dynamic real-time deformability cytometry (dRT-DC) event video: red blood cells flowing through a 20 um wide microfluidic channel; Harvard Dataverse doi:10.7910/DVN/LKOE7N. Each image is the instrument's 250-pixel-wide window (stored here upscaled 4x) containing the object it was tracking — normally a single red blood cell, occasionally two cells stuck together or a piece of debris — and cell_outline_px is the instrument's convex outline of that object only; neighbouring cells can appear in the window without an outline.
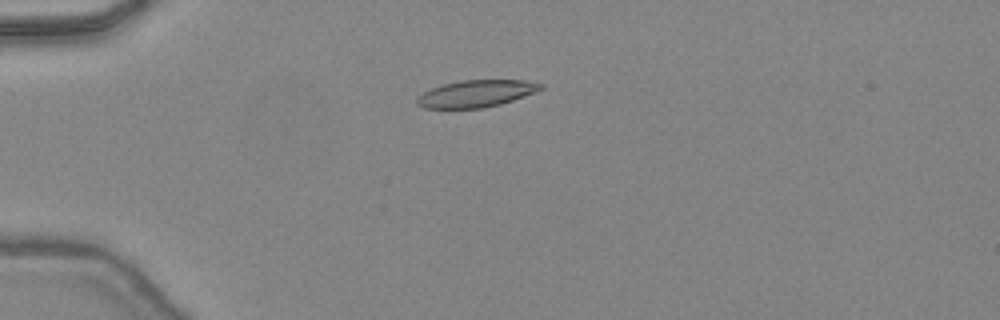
{"species": "common noctule bat (a hibernating species)", "species_latin": "Nyctalus noctula", "temperature_condition": "warm", "stored_images_in_passage": 48, "camera_frame_rate_fps": 3000, "um_per_image_px": 0.085, "animal": {"sex": "female", "body_mass_g": 24.6, "forearm_length_mm": 56.2}, "frame": {"image": 1, "passage_image": 14, "time_ms": 4.333, "image_size_px": [1000, 320], "cell_outline_px": [[544, 88], [536, 92], [500, 104], [484, 108], [424, 108], [416, 104], [416, 96], [440, 84], [460, 80], [524, 80], [544, 84]], "centroid_in_image_um": [40.45, 7.95], "position_along_channel_um": 44.5, "area_um2": 19.59}}
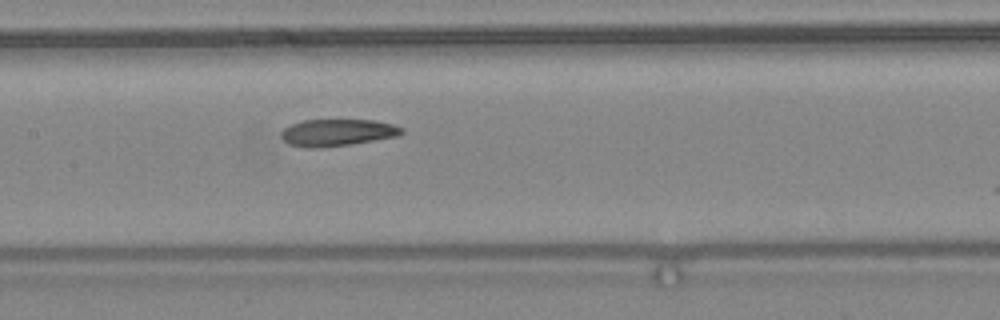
{"frame": {"image": 2, "passage_image": 25, "time_ms": 8.0, "image_size_px": [1000, 320], "cell_outline_px": [[404, 132], [400, 136], [352, 144], [316, 148], [304, 148], [288, 144], [280, 136], [280, 132], [284, 128], [292, 124], [304, 120], [372, 120], [392, 124], [404, 128]], "centroid_in_image_um": [28.68, 11.28], "position_along_channel_um": 178.7, "area_um2": 19.07}}
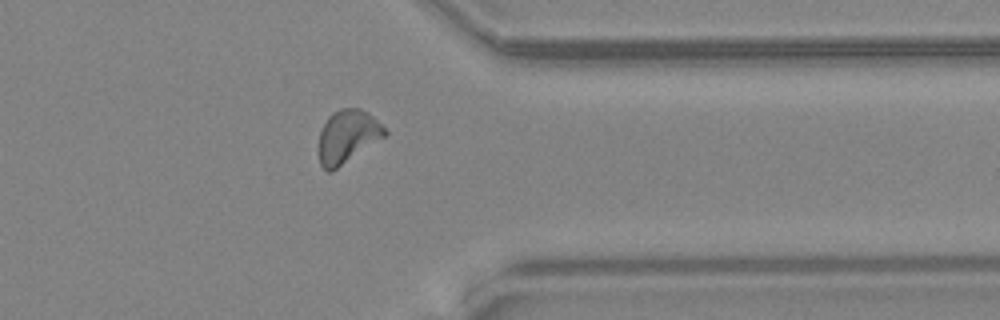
{"frame": {"image": 3, "passage_image": 39, "time_ms": 12.667, "image_size_px": [1000, 320], "cell_outline_px": [[388, 132], [384, 136], [332, 172], [328, 172], [320, 164], [316, 152], [316, 148], [320, 132], [328, 116], [332, 112], [340, 108], [360, 108], [368, 112]], "centroid_in_image_um": [29.46, 11.61], "position_along_channel_um": 381.9, "area_um2": 20.52}, "authors_computed_cell_mechanics": {"area_um2": 19.6809, "velocity_mm_per_s": 4.4767, "shape_relaxation_time_tau1_ms": null, "shape_relaxation_time_tau2_ms": 3.0317, "deformation_change_tau1": null, "deformation_change_tau2": 0.1129}}